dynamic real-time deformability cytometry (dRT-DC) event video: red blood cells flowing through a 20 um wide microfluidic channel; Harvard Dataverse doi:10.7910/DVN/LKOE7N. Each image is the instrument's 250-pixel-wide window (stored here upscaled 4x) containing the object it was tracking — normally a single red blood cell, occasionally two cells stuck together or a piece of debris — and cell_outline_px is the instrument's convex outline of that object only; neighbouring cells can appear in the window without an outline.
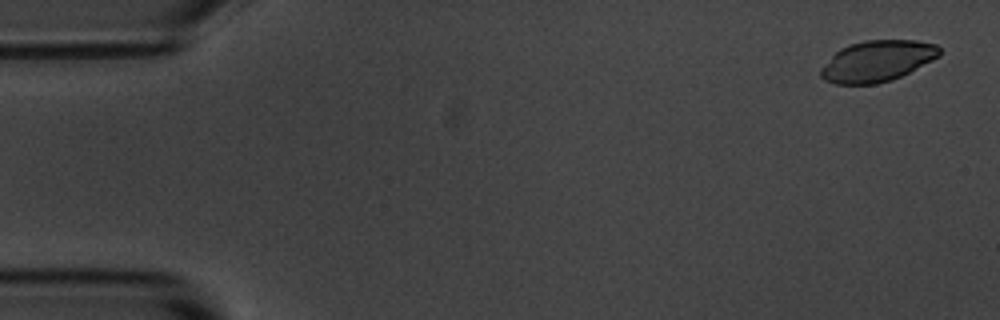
{"species": "common noctule bat (a hibernating species)", "species_latin": "Nyctalus noctula", "temperature_condition": "room temperature", "stored_images_in_passage": 4, "camera_frame_rate_fps": 3000, "um_per_image_px": 0.085, "animal": {"sex": "male", "body_mass_g": 20.1, "forearm_length_mm": 53.5}, "frame": {"image": 1, "passage_image": 1, "time_ms": 0.0, "image_size_px": [1000, 320], "cell_outline_px": [[940, 56], [892, 80], [876, 84], [836, 84], [824, 80], [820, 76], [820, 68], [840, 48], [864, 40], [916, 40], [936, 44], [940, 48]], "centroid_in_image_um": [74.55, 5.19], "position_along_channel_um": 10.4, "area_um2": 28.26}}